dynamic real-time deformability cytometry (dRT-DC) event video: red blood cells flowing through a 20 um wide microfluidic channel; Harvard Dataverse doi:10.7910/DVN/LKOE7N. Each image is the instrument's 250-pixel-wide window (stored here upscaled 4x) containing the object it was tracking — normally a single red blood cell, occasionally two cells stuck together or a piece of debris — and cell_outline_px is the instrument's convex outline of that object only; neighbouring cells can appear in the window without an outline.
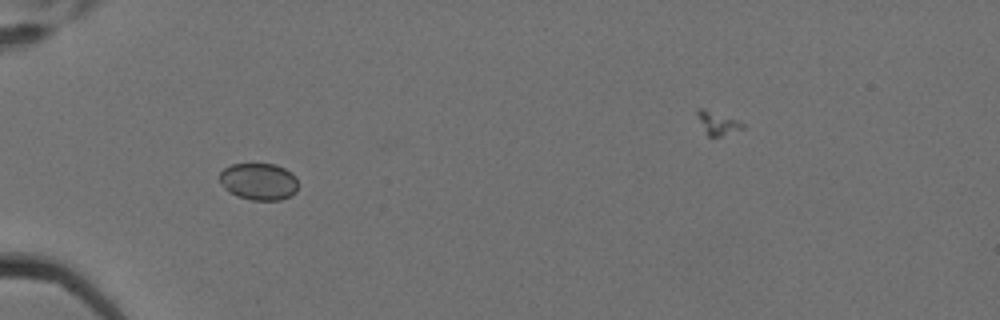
{"species": "Egyptian fruit bat (a non-hibernating species)", "species_latin": "Rousettus aegyptiacus", "temperature_condition": "cold", "stored_images_in_passage": 7, "camera_frame_rate_fps": 3000, "um_per_image_px": 0.085, "animal": {"sex": "female"}, "frame": {"image": 1, "passage_image": 6, "time_ms": 1.667, "image_size_px": [1000, 320], "cell_outline_px": [[296, 192], [280, 200], [252, 200], [236, 196], [228, 192], [224, 188], [220, 180], [220, 172], [224, 168], [232, 164], [276, 164], [292, 172], [296, 176]], "centroid_in_image_um": [21.98, 15.42], "position_along_channel_um": 63.0, "area_um2": 16.94}}
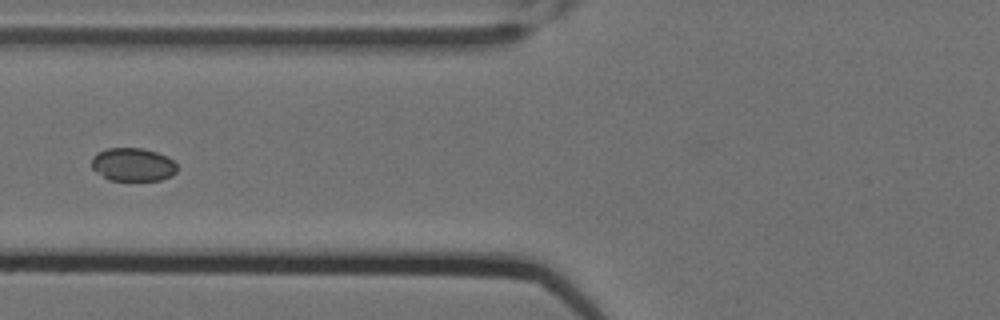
{"frame": {"image": 2, "passage_image": 7, "time_ms": 2.0, "image_size_px": [1000, 320], "cell_outline_px": [[176, 172], [172, 176], [160, 180], [108, 180], [96, 172], [92, 168], [92, 156], [96, 152], [108, 148], [144, 148], [156, 152], [172, 160], [176, 164]], "centroid_in_image_um": [11.26, 13.99], "position_along_channel_um": 114.5, "area_um2": 16.59}}